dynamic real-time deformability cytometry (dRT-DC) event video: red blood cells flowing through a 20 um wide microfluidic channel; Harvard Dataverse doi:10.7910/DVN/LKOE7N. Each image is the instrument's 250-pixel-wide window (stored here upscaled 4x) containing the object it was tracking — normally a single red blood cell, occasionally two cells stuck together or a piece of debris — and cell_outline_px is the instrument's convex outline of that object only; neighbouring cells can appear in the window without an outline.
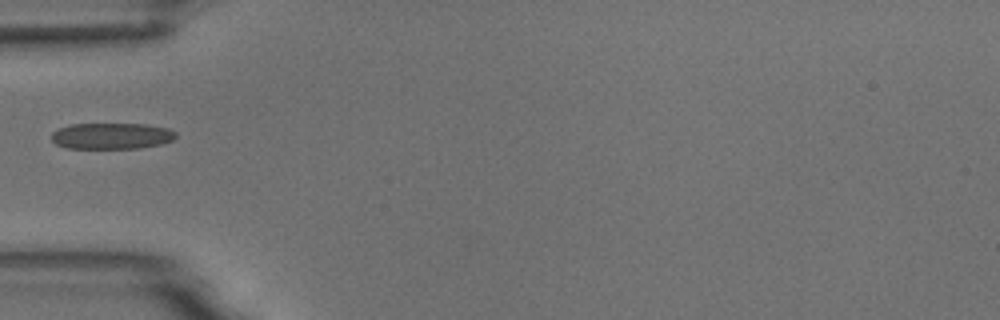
{"species": "common noctule bat (a hibernating species)", "species_latin": "Nyctalus noctula", "temperature_condition": "room temperature", "stored_images_in_passage": 6, "segment_of_instrument_passage": [2, 2], "camera_frame_rate_fps": 3000, "um_per_image_px": 0.085, "animal": {"sex": "male", "body_mass_g": 18.8}, "frame": {"image": 1, "passage_image": 5, "time_ms": 5.0, "image_size_px": [1000, 320], "cell_outline_px": [[176, 136], [172, 140], [160, 144], [136, 148], [68, 148], [56, 144], [52, 140], [52, 132], [60, 128], [72, 124], [148, 124], [168, 128], [176, 132]], "centroid_in_image_um": [9.5, 11.55], "position_along_channel_um": 75.5, "area_um2": 18.84}}